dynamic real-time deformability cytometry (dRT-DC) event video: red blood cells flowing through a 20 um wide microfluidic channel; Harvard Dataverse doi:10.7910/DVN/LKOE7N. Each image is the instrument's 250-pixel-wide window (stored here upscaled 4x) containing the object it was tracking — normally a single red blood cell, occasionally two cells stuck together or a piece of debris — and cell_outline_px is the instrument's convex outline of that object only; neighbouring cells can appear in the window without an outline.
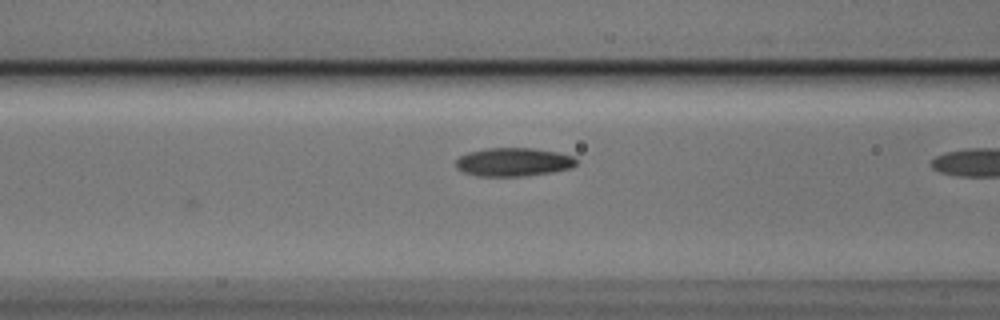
{"species": "Egyptian fruit bat (a non-hibernating species)", "species_latin": "Rousettus aegyptiacus", "temperature_condition": "cold", "stored_images_in_passage": 5, "camera_frame_rate_fps": 3000, "um_per_image_px": 0.085, "animal": {"sex": "male"}, "frame": {"image": 1, "passage_image": 4, "time_ms": 1.0, "image_size_px": [1000, 320], "cell_outline_px": [[576, 164], [568, 168], [552, 172], [524, 176], [480, 176], [464, 172], [456, 168], [456, 160], [460, 156], [468, 152], [484, 148], [532, 148], [556, 152], [572, 156], [576, 160]], "centroid_in_image_um": [43.6, 13.77], "position_along_channel_um": 123.0, "area_um2": 19.83}}